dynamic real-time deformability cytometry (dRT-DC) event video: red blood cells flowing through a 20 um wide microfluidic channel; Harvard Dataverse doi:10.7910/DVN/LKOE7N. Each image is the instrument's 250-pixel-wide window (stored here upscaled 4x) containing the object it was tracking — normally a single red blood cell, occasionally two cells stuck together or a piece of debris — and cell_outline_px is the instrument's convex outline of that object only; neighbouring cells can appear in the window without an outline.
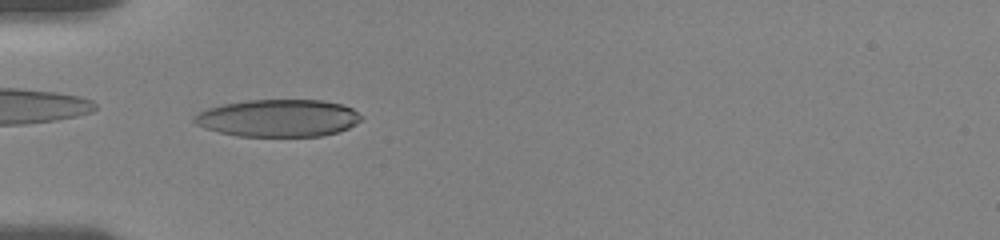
{"species": "human", "species_latin": "Homo sapiens", "temperature_condition": "room temperature", "stored_images_in_passage": 56, "camera_frame_rate_fps": 3000, "um_per_image_px": 0.085, "donor": {"sex": "female"}, "frame": {"image": 1, "passage_image": 18, "time_ms": 5.667, "image_size_px": [1000, 240], "cell_outline_px": [[364, 116], [356, 124], [348, 128], [336, 132], [320, 136], [236, 136], [204, 128], [196, 124], [192, 120], [192, 116], [208, 108], [224, 104], [248, 100], [324, 100], [344, 104], [352, 108]], "centroid_in_image_um": [23.67, 10.03], "position_along_channel_um": 61.3, "area_um2": 36.47}}
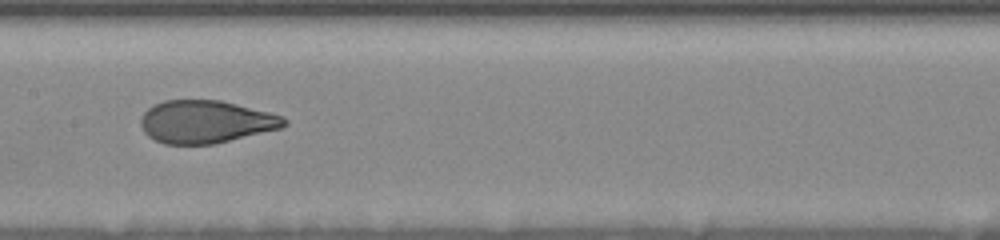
{"frame": {"image": 2, "passage_image": 29, "time_ms": 9.333, "image_size_px": [1000, 240], "cell_outline_px": [[288, 124], [280, 128], [216, 144], [164, 144], [148, 136], [144, 132], [140, 124], [140, 120], [144, 112], [148, 108], [164, 100], [220, 100], [284, 116], [288, 120]], "centroid_in_image_um": [17.49, 10.35], "position_along_channel_um": 189.9, "area_um2": 35.66}}
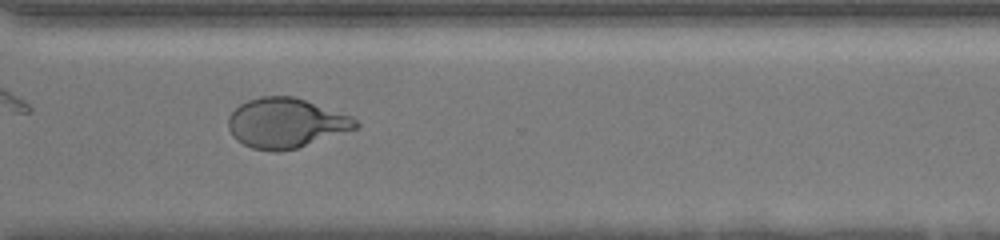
{"frame": {"image": 3, "passage_image": 42, "time_ms": 13.667, "image_size_px": [1000, 240], "cell_outline_px": [[360, 124], [356, 128], [296, 148], [276, 152], [272, 152], [252, 148], [236, 140], [232, 136], [228, 128], [228, 116], [240, 104], [248, 100], [260, 96], [296, 96], [352, 116]], "centroid_in_image_um": [24.27, 10.45], "position_along_channel_um": 346.3, "area_um2": 36.93}, "authors_computed_cell_mechanics": {"area_um2": 36.6452, "velocity_mm_per_s": 3.6155, "shape_relaxation_time_tau1_ms": 6.2497, "shape_relaxation_time_tau2_ms": 0.7777, "deformation_change_tau1": 0.221, "deformation_change_tau2": 0.0697}}